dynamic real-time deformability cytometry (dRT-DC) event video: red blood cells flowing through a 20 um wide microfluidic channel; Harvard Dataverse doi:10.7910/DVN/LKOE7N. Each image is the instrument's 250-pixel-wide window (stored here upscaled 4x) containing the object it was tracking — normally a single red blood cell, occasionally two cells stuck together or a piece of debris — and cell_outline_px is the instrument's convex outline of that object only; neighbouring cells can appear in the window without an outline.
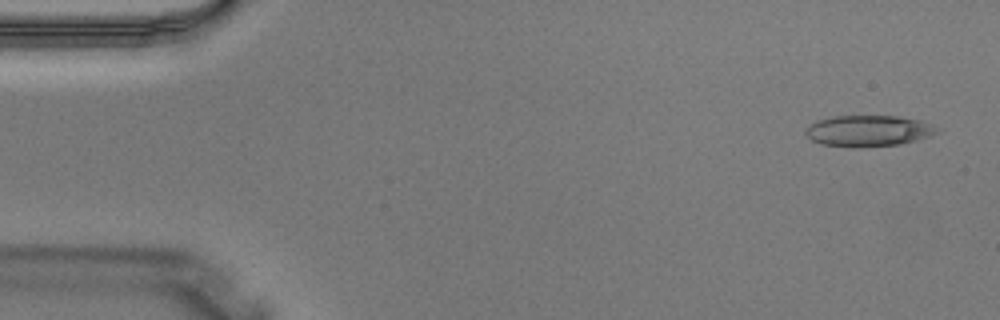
{"species": "Egyptian fruit bat (a non-hibernating species)", "species_latin": "Rousettus aegyptiacus", "temperature_condition": "warm", "stored_images_in_passage": 4, "camera_frame_rate_fps": 3000, "um_per_image_px": 0.085, "animal": {"sex": "male"}, "frame": {"image": 1, "passage_image": 1, "time_ms": 0.0, "image_size_px": [1000, 320], "cell_outline_px": [[940, 132], [916, 140], [900, 144], [856, 148], [852, 148], [820, 144], [812, 140], [804, 132], [804, 128], [816, 120], [832, 116], [900, 116], [920, 120], [932, 124], [940, 128]], "centroid_in_image_um": [73.8, 11.12], "position_along_channel_um": 11.2, "area_um2": 24.22}}